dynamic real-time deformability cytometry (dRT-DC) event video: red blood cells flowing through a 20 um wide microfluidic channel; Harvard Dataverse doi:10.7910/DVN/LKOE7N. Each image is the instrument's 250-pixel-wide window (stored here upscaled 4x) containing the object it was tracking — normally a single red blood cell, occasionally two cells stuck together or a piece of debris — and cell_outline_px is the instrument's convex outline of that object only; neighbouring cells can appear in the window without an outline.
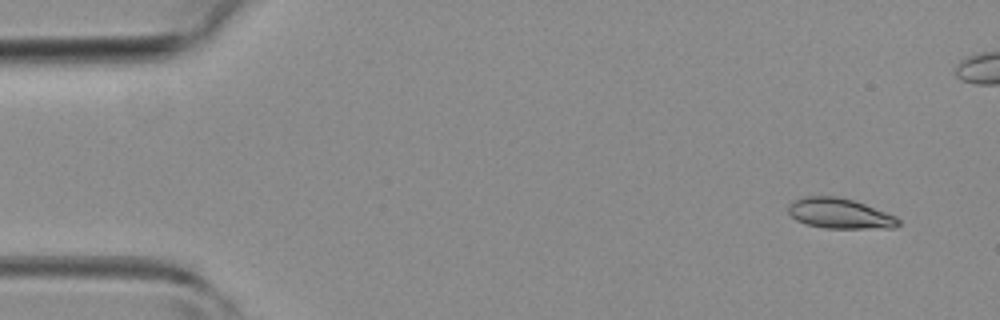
{"species": "common noctule bat (a hibernating species)", "species_latin": "Nyctalus noctula", "temperature_condition": "room temperature", "stored_images_in_passage": 6, "camera_frame_rate_fps": 3000, "um_per_image_px": 0.085, "animal": {"sex": "female", "body_mass_g": 19.3, "forearm_length_mm": 54.1}, "frame": {"image": 1, "passage_image": 1, "time_ms": 0.0, "image_size_px": [1000, 320], "cell_outline_px": [[900, 224], [896, 228], [824, 228], [804, 224], [796, 220], [788, 212], [788, 204], [792, 200], [804, 196], [836, 196], [852, 200], [864, 204], [896, 216], [900, 220]], "centroid_in_image_um": [71.35, 18.15], "position_along_channel_um": 13.7, "area_um2": 19.54}}
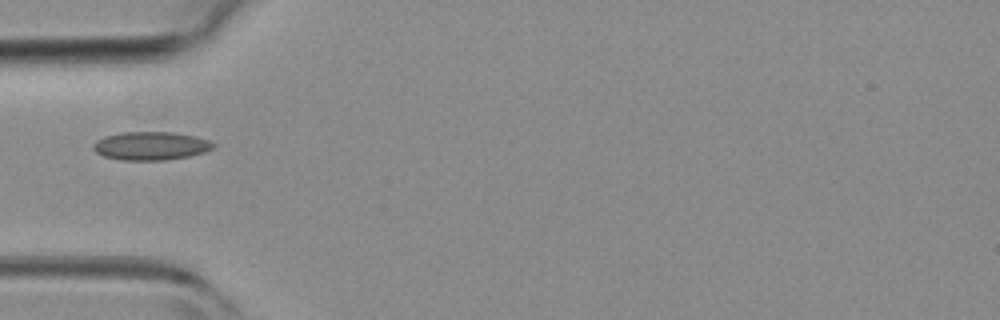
{"frame": {"image": 2, "passage_image": 5, "time_ms": 5.667, "image_size_px": [1000, 320], "cell_outline_px": [[216, 144], [212, 148], [204, 152], [188, 156], [164, 160], [120, 160], [104, 156], [96, 152], [92, 148], [92, 144], [96, 140], [104, 136], [120, 132], [172, 132], [196, 136], [208, 140]], "centroid_in_image_um": [12.78, 12.39], "position_along_channel_um": 72.2, "area_um2": 19.88}}
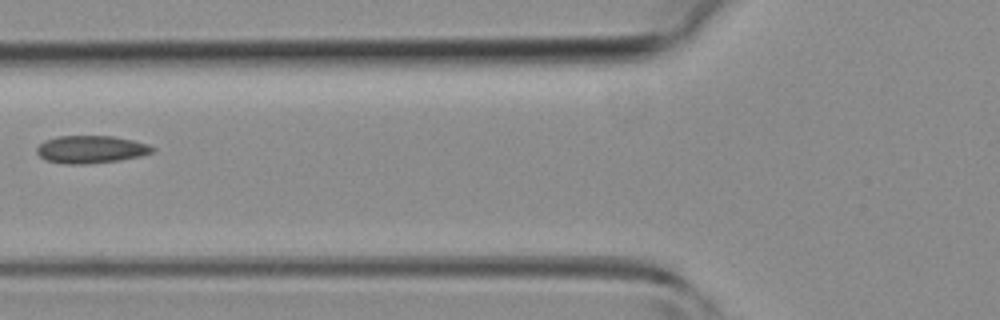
{"frame": {"image": 3, "passage_image": 6, "time_ms": 6.667, "image_size_px": [1000, 320], "cell_outline_px": [[156, 152], [140, 156], [120, 160], [88, 164], [64, 164], [48, 160], [40, 156], [36, 152], [36, 148], [44, 140], [56, 136], [112, 136], [132, 140], [148, 144], [156, 148]], "centroid_in_image_um": [7.75, 12.7], "position_along_channel_um": 118.0, "area_um2": 18.73}}